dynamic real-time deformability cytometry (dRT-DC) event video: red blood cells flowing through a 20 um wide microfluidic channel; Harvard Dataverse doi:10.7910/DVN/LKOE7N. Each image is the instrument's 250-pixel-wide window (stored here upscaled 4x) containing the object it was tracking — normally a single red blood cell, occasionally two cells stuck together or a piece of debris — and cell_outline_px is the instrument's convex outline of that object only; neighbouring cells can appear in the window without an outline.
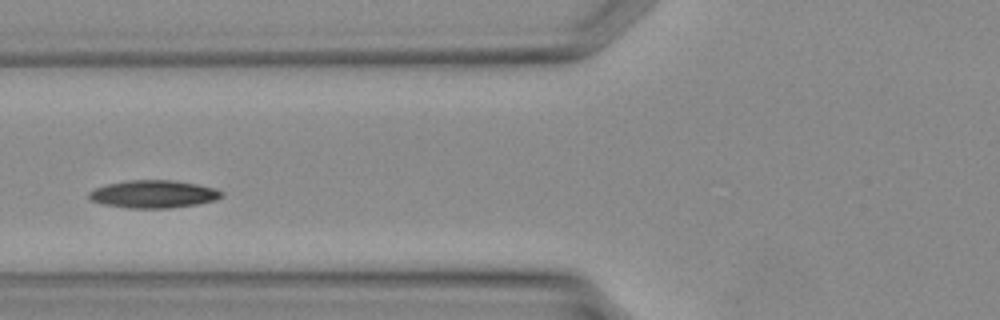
{"species": "Egyptian fruit bat (a non-hibernating species)", "species_latin": "Rousettus aegyptiacus", "temperature_condition": "warm", "stored_images_in_passage": 26, "camera_frame_rate_fps": 3000, "um_per_image_px": 0.085, "animal": {"sex": "female"}, "frame": {"image": 1, "passage_image": 8, "time_ms": 2.333, "image_size_px": [1000, 320], "cell_outline_px": [[224, 196], [216, 200], [196, 204], [172, 208], [128, 208], [104, 204], [92, 200], [88, 196], [88, 192], [96, 188], [108, 184], [128, 180], [172, 180], [196, 184], [216, 188], [224, 192]], "centroid_in_image_um": [13.09, 16.5], "position_along_channel_um": 112.7, "area_um2": 21.39}}